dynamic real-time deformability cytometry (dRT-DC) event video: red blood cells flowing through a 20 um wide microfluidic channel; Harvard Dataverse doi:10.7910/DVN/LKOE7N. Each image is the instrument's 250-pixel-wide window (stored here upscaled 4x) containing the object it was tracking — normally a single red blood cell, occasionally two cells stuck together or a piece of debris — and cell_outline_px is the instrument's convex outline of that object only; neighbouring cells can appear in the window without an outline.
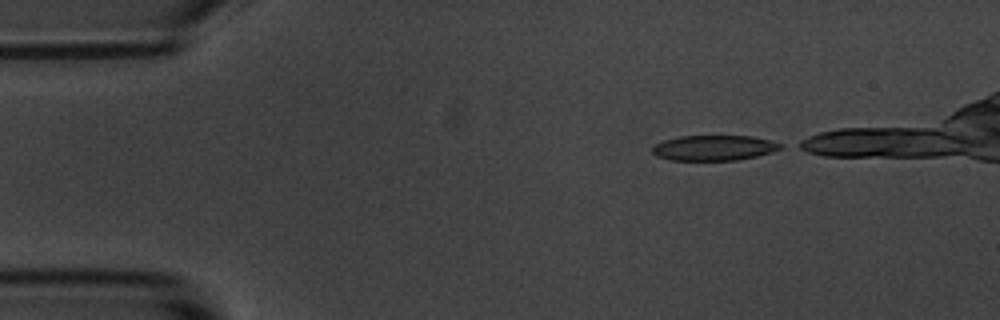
{"species": "common noctule bat (a hibernating species)", "species_latin": "Nyctalus noctula", "temperature_condition": "room temperature", "stored_images_in_passage": 3, "camera_frame_rate_fps": 3000, "um_per_image_px": 0.085, "animal": {"sex": "male", "body_mass_g": 20.1, "forearm_length_mm": 53.5}, "frame": {"image": 1, "passage_image": 1, "time_ms": 0.0, "image_size_px": [1000, 320], "cell_outline_px": [[784, 148], [772, 152], [756, 156], [736, 160], [672, 160], [656, 156], [652, 152], [652, 148], [656, 144], [664, 140], [680, 136], [752, 136], [772, 140], [784, 144]], "centroid_in_image_um": [60.74, 12.56], "position_along_channel_um": 24.3, "area_um2": 18.96}}